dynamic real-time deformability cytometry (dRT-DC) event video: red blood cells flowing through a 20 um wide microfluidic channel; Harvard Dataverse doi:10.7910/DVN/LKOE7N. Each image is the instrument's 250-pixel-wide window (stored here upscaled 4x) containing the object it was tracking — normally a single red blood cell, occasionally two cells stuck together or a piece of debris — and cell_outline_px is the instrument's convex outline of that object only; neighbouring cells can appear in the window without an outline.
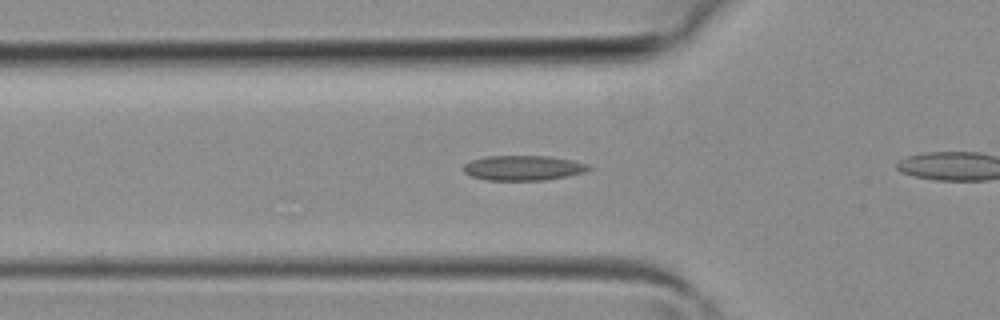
{"species": "common noctule bat (a hibernating species)", "species_latin": "Nyctalus noctula", "temperature_condition": "room temperature", "stored_images_in_passage": 27, "camera_frame_rate_fps": 3000, "um_per_image_px": 0.085, "animal": {"sex": "female", "body_mass_g": 19.3, "forearm_length_mm": 54.1}, "frame": {"image": 1, "passage_image": 9, "time_ms": 2.667, "image_size_px": [1000, 320], "cell_outline_px": [[592, 168], [584, 172], [544, 180], [488, 180], [472, 176], [464, 172], [464, 164], [472, 160], [484, 156], [548, 156], [572, 160], [588, 164]], "centroid_in_image_um": [44.46, 14.26], "position_along_channel_um": 81.3, "area_um2": 18.03}}
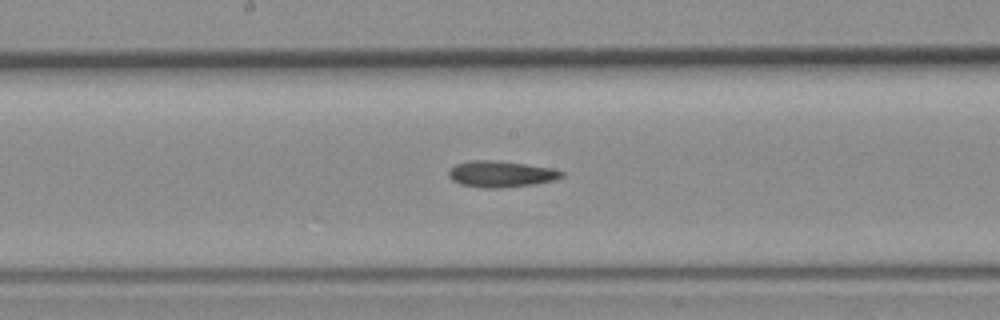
{"frame": {"image": 2, "passage_image": 16, "time_ms": 5.0, "image_size_px": [1000, 320], "cell_outline_px": [[564, 176], [556, 180], [536, 184], [500, 188], [484, 188], [460, 184], [452, 180], [448, 176], [448, 172], [456, 164], [472, 160], [492, 160], [524, 164], [552, 168], [564, 172]], "centroid_in_image_um": [42.6, 14.8], "position_along_channel_um": 205.6, "area_um2": 17.28}}
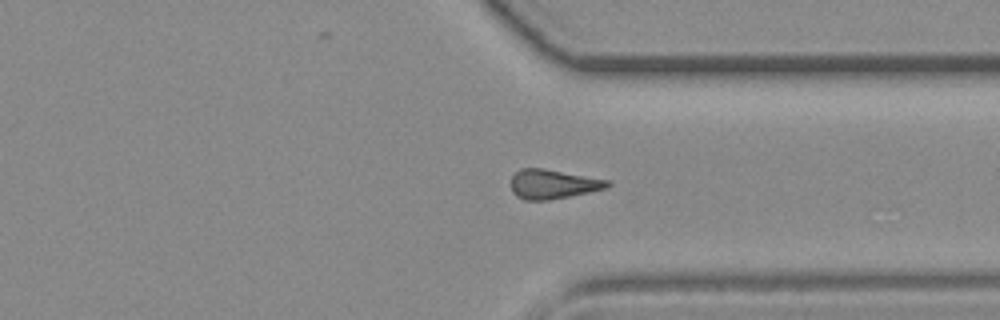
{"frame": {"image": 3, "passage_image": 25, "time_ms": 8.0, "image_size_px": [1000, 320], "cell_outline_px": [[612, 184], [608, 188], [548, 200], [524, 200], [516, 196], [512, 192], [512, 176], [520, 168], [540, 168], [612, 180]], "centroid_in_image_um": [47.03, 15.65], "position_along_channel_um": 364.4, "area_um2": 16.47}}